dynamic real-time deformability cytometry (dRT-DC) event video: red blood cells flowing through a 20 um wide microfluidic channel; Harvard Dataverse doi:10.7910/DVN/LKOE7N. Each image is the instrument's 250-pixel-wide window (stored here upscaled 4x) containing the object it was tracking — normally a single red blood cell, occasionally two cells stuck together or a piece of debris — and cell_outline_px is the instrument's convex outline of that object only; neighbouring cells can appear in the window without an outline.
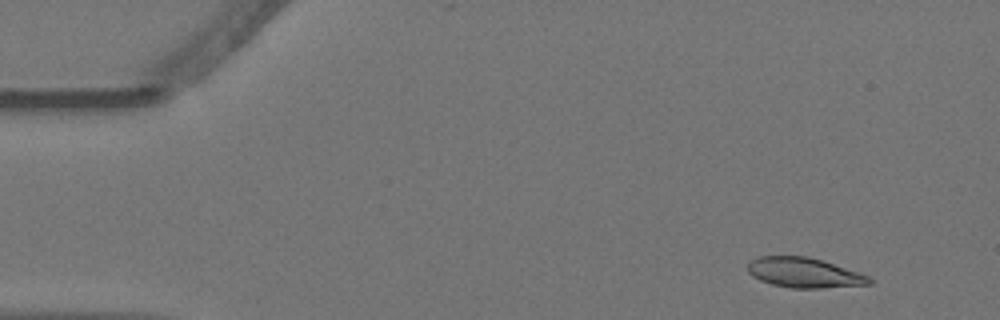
{"species": "Egyptian fruit bat (a non-hibernating species)", "species_latin": "Rousettus aegyptiacus", "temperature_condition": "warm", "stored_images_in_passage": 52, "camera_frame_rate_fps": 3000, "um_per_image_px": 0.085, "animal": {"sex": "female"}, "frame": {"image": 1, "passage_image": 1, "time_ms": 0.0, "image_size_px": [1000, 320], "cell_outline_px": [[872, 284], [820, 288], [792, 288], [772, 284], [760, 280], [752, 276], [748, 272], [748, 264], [752, 260], [760, 256], [808, 256], [824, 260], [860, 272], [868, 276], [872, 280]], "centroid_in_image_um": [68.38, 23.17], "position_along_channel_um": 16.6, "area_um2": 21.33}}
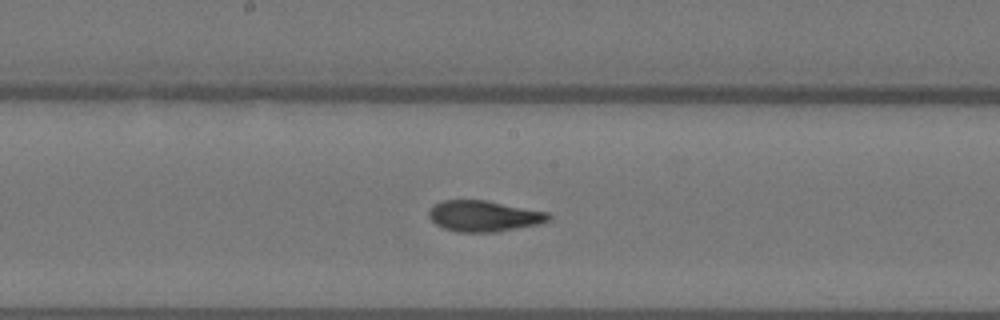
{"frame": {"image": 2, "passage_image": 25, "time_ms": 8.0, "image_size_px": [1000, 320], "cell_outline_px": [[552, 220], [540, 224], [496, 232], [456, 232], [444, 228], [436, 224], [428, 216], [428, 212], [440, 200], [484, 200], [548, 212], [552, 216]], "centroid_in_image_um": [41.16, 18.37], "position_along_channel_um": 207.0, "area_um2": 21.62}}
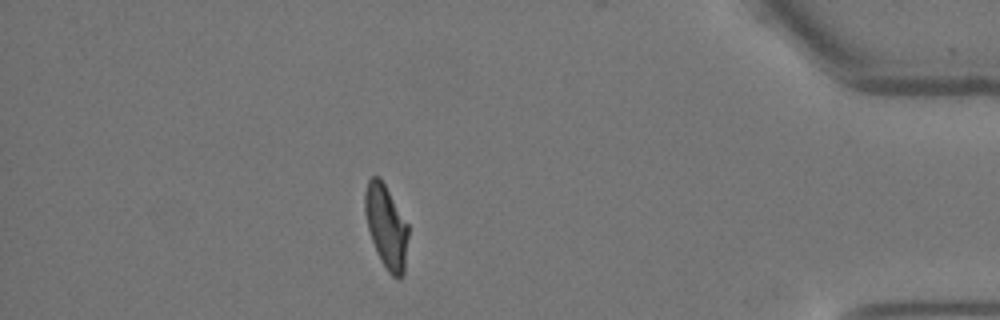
{"frame": {"image": 3, "passage_image": 45, "time_ms": 14.667, "image_size_px": [1000, 320], "cell_outline_px": [[408, 236], [404, 272], [400, 280], [392, 276], [388, 272], [380, 260], [372, 240], [368, 228], [364, 212], [364, 192], [368, 180], [372, 176], [380, 176], [408, 224]], "centroid_in_image_um": [32.82, 19.25], "position_along_channel_um": 402.4, "area_um2": 21.1}, "authors_computed_cell_mechanics": {"area_um2": 21.7617, "velocity_mm_per_s": 3.6001, "shape_relaxation_time_tau1_ms": 7.9173, "shape_relaxation_time_tau2_ms": 1.4267, "deformation_change_tau1": 0.2413, "deformation_change_tau2": 0.0761}}